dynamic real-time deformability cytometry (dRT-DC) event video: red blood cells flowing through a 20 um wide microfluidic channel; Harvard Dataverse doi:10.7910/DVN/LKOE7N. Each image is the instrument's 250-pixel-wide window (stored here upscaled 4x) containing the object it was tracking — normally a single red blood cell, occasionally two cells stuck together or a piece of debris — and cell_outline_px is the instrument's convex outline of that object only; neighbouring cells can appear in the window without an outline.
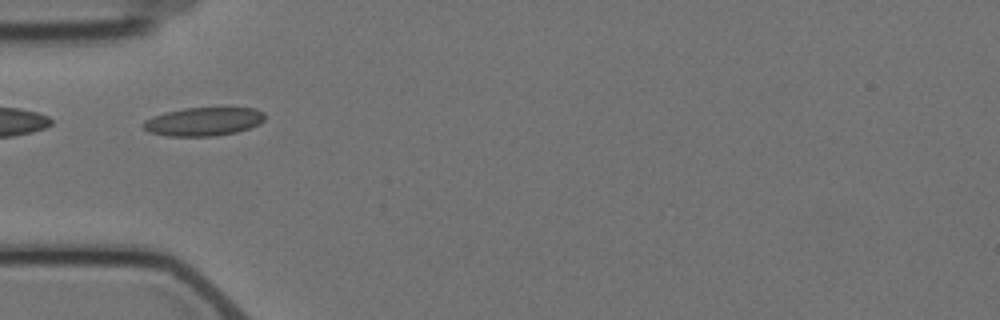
{"species": "Egyptian fruit bat (a non-hibernating species)", "species_latin": "Rousettus aegyptiacus", "temperature_condition": "cold", "stored_images_in_passage": 4, "camera_frame_rate_fps": 3000, "um_per_image_px": 0.085, "animal": {"sex": "female"}, "frame": {"image": 1, "passage_image": 3, "time_ms": 2.333, "image_size_px": [1000, 320], "cell_outline_px": [[264, 120], [248, 128], [236, 132], [216, 136], [168, 136], [148, 132], [140, 124], [144, 120], [152, 116], [184, 108], [256, 108], [264, 112]], "centroid_in_image_um": [17.26, 10.33], "position_along_channel_um": 67.7, "area_um2": 20.11}}
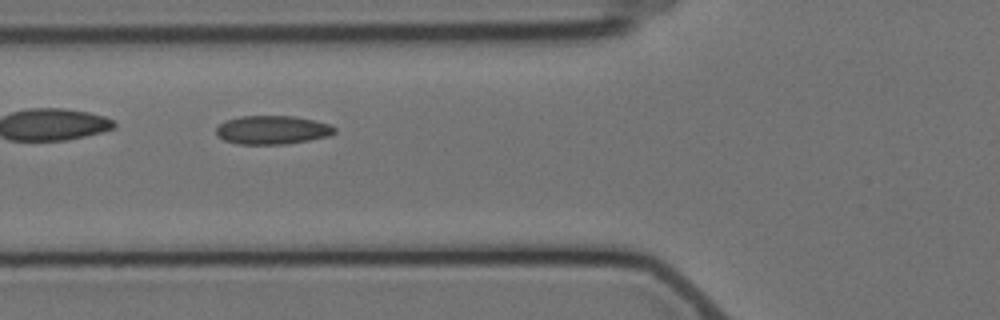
{"frame": {"image": 2, "passage_image": 4, "time_ms": 3.333, "image_size_px": [1000, 320], "cell_outline_px": [[336, 132], [328, 136], [308, 140], [284, 144], [240, 144], [224, 140], [216, 136], [216, 128], [224, 120], [240, 116], [292, 116], [332, 124], [336, 128]], "centroid_in_image_um": [23.13, 11.04], "position_along_channel_um": 102.7, "area_um2": 19.77}}